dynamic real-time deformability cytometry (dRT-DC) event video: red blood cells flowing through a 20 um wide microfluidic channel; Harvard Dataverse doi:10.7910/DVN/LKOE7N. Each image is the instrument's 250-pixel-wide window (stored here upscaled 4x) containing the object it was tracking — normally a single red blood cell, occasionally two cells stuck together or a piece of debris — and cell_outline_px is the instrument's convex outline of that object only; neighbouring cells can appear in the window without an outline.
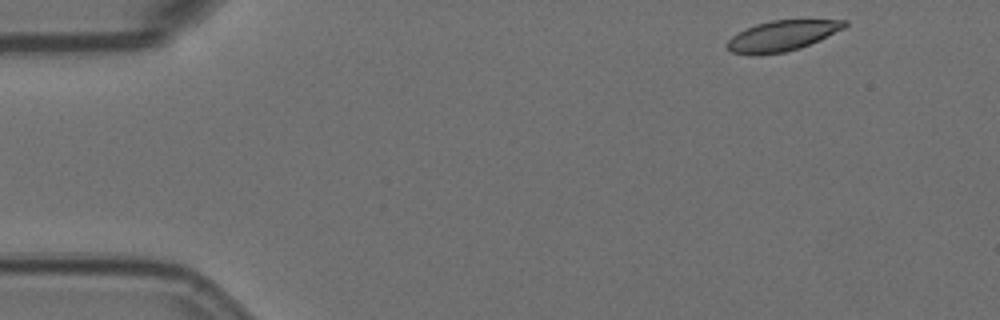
{"species": "Egyptian fruit bat (a non-hibernating species)", "species_latin": "Rousettus aegyptiacus", "temperature_condition": "room temperature", "stored_images_in_passage": 4, "camera_frame_rate_fps": 3000, "um_per_image_px": 0.085, "animal": {"sex": "female"}, "frame": {"image": 1, "passage_image": 1, "time_ms": 0.0, "image_size_px": [1000, 320], "cell_outline_px": [[848, 24], [844, 28], [820, 40], [800, 48], [784, 52], [732, 52], [724, 44], [736, 32], [756, 24], [772, 20], [848, 20]], "centroid_in_image_um": [66.52, 2.99], "position_along_channel_um": 18.5, "area_um2": 20.23}}